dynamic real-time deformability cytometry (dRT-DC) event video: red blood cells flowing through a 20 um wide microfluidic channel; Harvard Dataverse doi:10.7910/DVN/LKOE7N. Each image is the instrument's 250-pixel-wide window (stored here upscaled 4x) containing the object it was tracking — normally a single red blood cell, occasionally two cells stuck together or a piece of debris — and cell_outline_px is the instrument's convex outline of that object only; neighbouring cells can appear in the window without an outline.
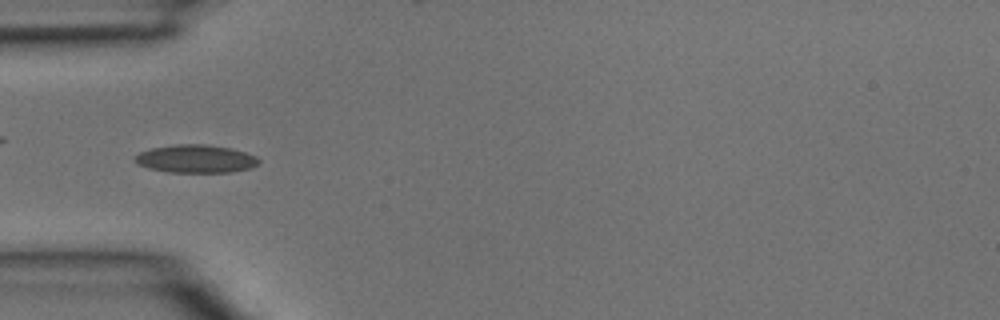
{"species": "common noctule bat (a hibernating species)", "species_latin": "Nyctalus noctula", "temperature_condition": "room temperature", "stored_images_in_passage": 4, "camera_frame_rate_fps": 3000, "um_per_image_px": 0.085, "animal": {"sex": "male", "body_mass_g": 15.6}, "frame": {"image": 1, "passage_image": 4, "time_ms": 1.0, "image_size_px": [1000, 320], "cell_outline_px": [[260, 160], [252, 168], [232, 172], [168, 172], [148, 168], [136, 164], [132, 156], [140, 152], [152, 148], [176, 144], [208, 144], [232, 148], [256, 156]], "centroid_in_image_um": [16.61, 13.5], "position_along_channel_um": 68.4, "area_um2": 20.4}}